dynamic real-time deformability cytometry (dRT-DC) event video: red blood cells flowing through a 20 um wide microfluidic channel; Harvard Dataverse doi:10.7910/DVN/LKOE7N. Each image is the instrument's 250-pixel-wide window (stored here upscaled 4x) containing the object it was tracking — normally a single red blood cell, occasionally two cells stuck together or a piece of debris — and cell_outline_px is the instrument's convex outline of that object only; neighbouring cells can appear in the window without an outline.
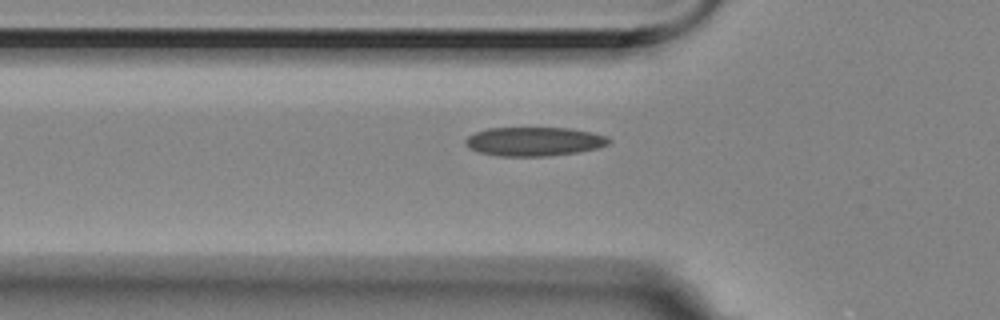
{"species": "Egyptian fruit bat (a non-hibernating species)", "species_latin": "Rousettus aegyptiacus", "temperature_condition": "room temperature", "stored_images_in_passage": 4, "segment_of_instrument_passage": [2, 2], "camera_frame_rate_fps": 3000, "um_per_image_px": 0.085, "animal": {"sex": "female"}, "frame": {"image": 1, "passage_image": 4, "time_ms": 1.0, "image_size_px": [1000, 320], "cell_outline_px": [[612, 140], [608, 144], [600, 148], [576, 152], [548, 156], [496, 156], [480, 152], [468, 148], [464, 144], [464, 140], [468, 136], [476, 132], [488, 128], [568, 128], [592, 132], [608, 136]], "centroid_in_image_um": [45.41, 12.03], "position_along_channel_um": 80.4, "area_um2": 24.33}}